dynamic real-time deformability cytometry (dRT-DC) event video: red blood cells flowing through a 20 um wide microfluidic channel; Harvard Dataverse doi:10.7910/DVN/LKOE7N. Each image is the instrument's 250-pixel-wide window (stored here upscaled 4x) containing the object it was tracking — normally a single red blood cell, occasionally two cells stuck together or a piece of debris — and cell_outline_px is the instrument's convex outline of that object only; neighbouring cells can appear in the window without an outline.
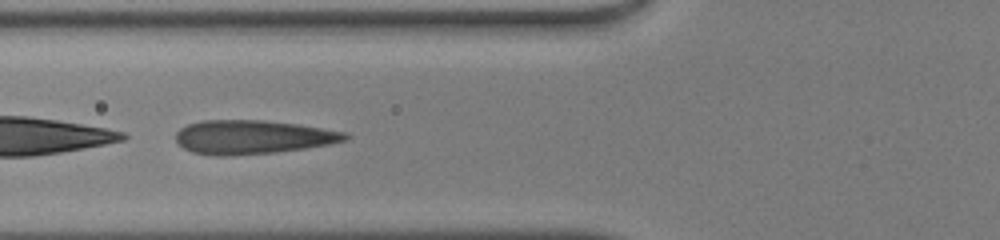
{"species": "human", "species_latin": "Homo sapiens", "temperature_condition": "warm", "stored_images_in_passage": 34, "camera_frame_rate_fps": 3000, "um_per_image_px": 0.085, "donor": {"sex": "male"}, "frame": {"image": 1, "passage_image": 6, "time_ms": 1.667, "image_size_px": [1000, 240], "cell_outline_px": [[352, 136], [348, 140], [328, 144], [304, 148], [276, 152], [228, 156], [212, 156], [192, 152], [184, 148], [176, 140], [176, 132], [180, 128], [188, 124], [204, 120], [264, 120], [300, 124], [348, 132]], "centroid_in_image_um": [21.51, 11.65], "position_along_channel_um": 104.3, "area_um2": 33.7}}
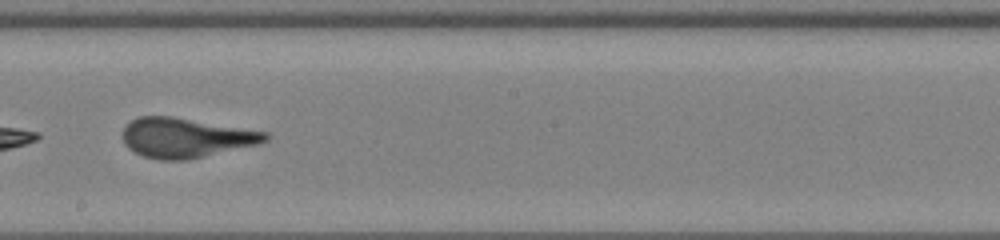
{"frame": {"image": 2, "passage_image": 15, "time_ms": 4.667, "image_size_px": [1000, 240], "cell_outline_px": [[268, 140], [256, 144], [184, 160], [160, 160], [144, 156], [128, 148], [124, 144], [124, 128], [132, 120], [140, 116], [172, 116], [268, 132]], "centroid_in_image_um": [15.77, 11.69], "position_along_channel_um": 232.4, "area_um2": 32.37}}
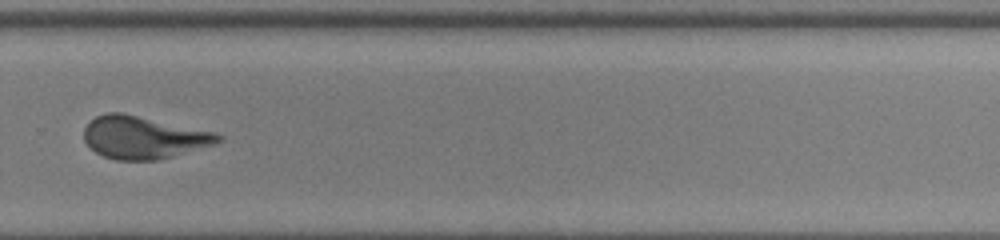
{"frame": {"image": 3, "passage_image": 21, "time_ms": 6.667, "image_size_px": [1000, 240], "cell_outline_px": [[224, 140], [216, 144], [156, 160], [116, 160], [104, 156], [96, 152], [84, 140], [84, 128], [96, 116], [108, 112], [124, 112], [216, 132], [224, 136]], "centroid_in_image_um": [12.24, 11.66], "position_along_channel_um": 317.6, "area_um2": 33.35}, "authors_computed_cell_mechanics": {"area_um2": 33.5529, "velocity_mm_per_s": 4.2706, "shape_relaxation_time_tau1_ms": 5.264, "shape_relaxation_time_tau2_ms": null, "deformation_change_tau1": 0.2256, "deformation_change_tau2": null}}